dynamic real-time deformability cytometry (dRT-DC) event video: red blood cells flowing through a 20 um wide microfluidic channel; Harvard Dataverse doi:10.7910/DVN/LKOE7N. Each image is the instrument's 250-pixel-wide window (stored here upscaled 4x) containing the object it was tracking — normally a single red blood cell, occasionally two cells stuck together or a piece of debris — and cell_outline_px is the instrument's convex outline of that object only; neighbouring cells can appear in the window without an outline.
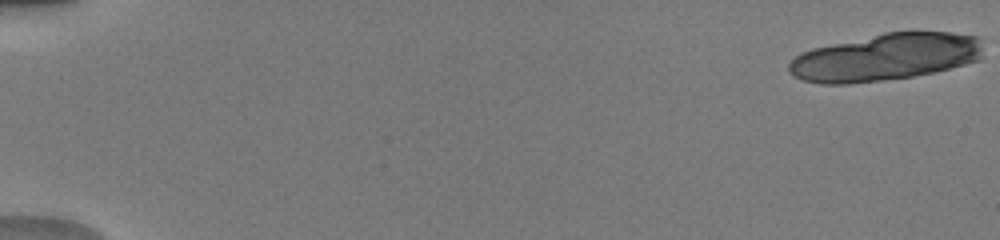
{"species": "human", "species_latin": "Homo sapiens", "temperature_condition": "warm", "stored_images_in_passage": 23, "segment_of_instrument_passage": [1, 2], "camera_frame_rate_fps": 3000, "um_per_image_px": 0.085, "donor": {"sex": "male"}, "frame": {"image": 1, "passage_image": 1, "time_ms": 0.0, "image_size_px": [1000, 240], "cell_outline_px": [[980, 60], [936, 72], [912, 76], [884, 80], [848, 84], [820, 84], [804, 80], [788, 72], [788, 64], [800, 52], [812, 48], [884, 32], [916, 28], [952, 32], [980, 36]], "centroid_in_image_um": [75.3, 4.81], "position_along_channel_um": 9.7, "area_um2": 54.39}}